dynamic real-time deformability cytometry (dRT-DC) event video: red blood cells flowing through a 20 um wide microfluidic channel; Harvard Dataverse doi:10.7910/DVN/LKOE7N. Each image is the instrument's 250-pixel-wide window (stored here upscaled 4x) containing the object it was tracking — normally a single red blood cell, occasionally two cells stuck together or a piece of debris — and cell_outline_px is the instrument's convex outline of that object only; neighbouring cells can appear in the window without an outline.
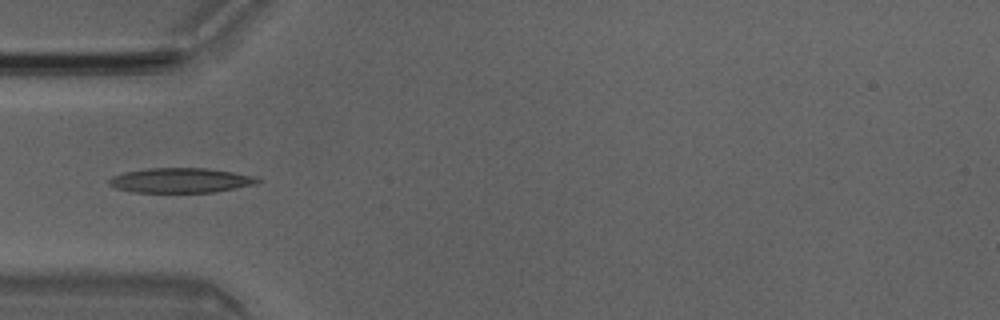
{"species": "Egyptian fruit bat (a non-hibernating species)", "species_latin": "Rousettus aegyptiacus", "temperature_condition": "room temperature", "stored_images_in_passage": 1, "camera_frame_rate_fps": 3000, "um_per_image_px": 0.085, "animal": {"sex": "male"}, "frame": {"image": 1, "passage_image": 1, "time_ms": 0.0, "image_size_px": [1000, 320], "cell_outline_px": [[264, 180], [260, 184], [216, 192], [132, 192], [116, 188], [108, 184], [108, 180], [112, 176], [124, 172], [148, 168], [208, 168], [256, 176]], "centroid_in_image_um": [15.43, 15.33], "position_along_channel_um": 69.6, "area_um2": 21.79}}